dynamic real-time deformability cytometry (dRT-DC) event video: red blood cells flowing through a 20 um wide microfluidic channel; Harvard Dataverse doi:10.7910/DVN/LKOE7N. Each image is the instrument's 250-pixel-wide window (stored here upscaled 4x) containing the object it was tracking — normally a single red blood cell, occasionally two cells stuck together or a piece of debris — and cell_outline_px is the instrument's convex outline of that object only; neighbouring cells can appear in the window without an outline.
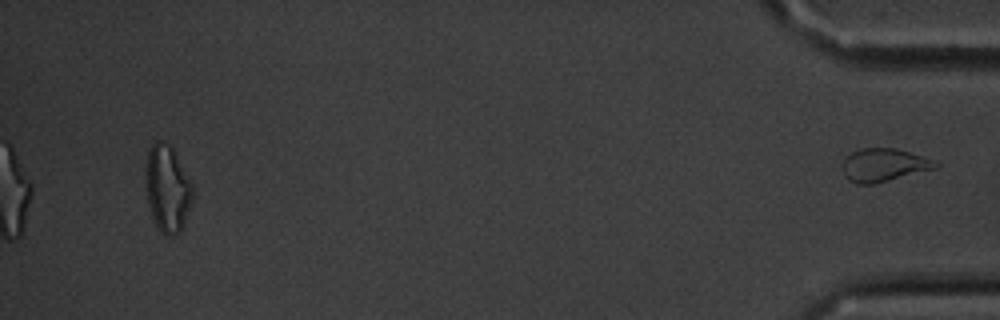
{"species": "common noctule bat (a hibernating species)", "species_latin": "Nyctalus noctula", "temperature_condition": "cold", "stored_images_in_passage": 46, "segment_of_instrument_passage": [2, 2], "camera_frame_rate_fps": 3000, "um_per_image_px": 0.085, "animal": {"sex": "male", "body_mass_g": 20.1, "forearm_length_mm": 53.5}, "frame": {"image": 1, "passage_image": 46, "time_ms": 15.0, "image_size_px": [1000, 320], "cell_outline_px": [[940, 164], [936, 168], [872, 184], [856, 184], [848, 180], [844, 176], [844, 160], [852, 152], [860, 148], [896, 148], [932, 160]], "centroid_in_image_um": [75.09, 14.03], "position_along_channel_um": 360.1, "area_um2": 17.51}}